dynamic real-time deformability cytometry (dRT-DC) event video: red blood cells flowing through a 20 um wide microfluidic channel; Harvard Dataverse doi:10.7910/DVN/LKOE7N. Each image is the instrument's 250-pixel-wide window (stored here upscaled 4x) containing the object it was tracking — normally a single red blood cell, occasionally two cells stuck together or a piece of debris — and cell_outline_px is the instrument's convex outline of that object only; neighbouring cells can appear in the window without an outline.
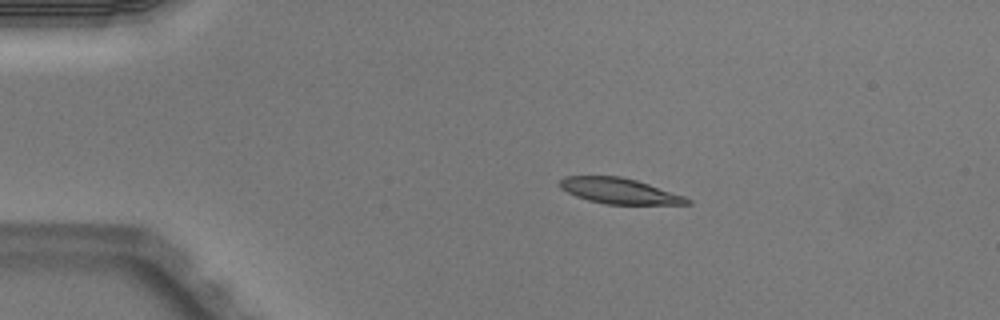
{"species": "Egyptian fruit bat (a non-hibernating species)", "species_latin": "Rousettus aegyptiacus", "temperature_condition": "warm", "stored_images_in_passage": 4, "camera_frame_rate_fps": 3000, "um_per_image_px": 0.085, "animal": {"sex": "male"}, "frame": {"image": 1, "passage_image": 1, "time_ms": 0.0, "image_size_px": [1000, 320], "cell_outline_px": [[692, 204], [608, 204], [588, 200], [576, 196], [560, 188], [560, 180], [564, 176], [620, 176], [636, 180], [684, 196], [692, 200]], "centroid_in_image_um": [52.64, 16.23], "position_along_channel_um": 32.4, "area_um2": 18.79}}
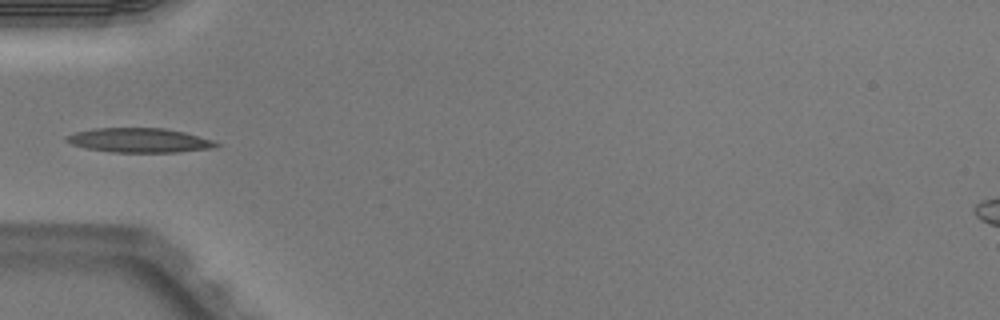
{"frame": {"image": 2, "passage_image": 3, "time_ms": 0.667, "image_size_px": [1000, 320], "cell_outline_px": [[220, 144], [212, 148], [176, 152], [112, 152], [84, 148], [72, 144], [64, 140], [64, 136], [76, 132], [92, 128], [164, 128], [184, 132], [212, 140]], "centroid_in_image_um": [11.78, 11.92], "position_along_channel_um": 73.2, "area_um2": 21.21}}